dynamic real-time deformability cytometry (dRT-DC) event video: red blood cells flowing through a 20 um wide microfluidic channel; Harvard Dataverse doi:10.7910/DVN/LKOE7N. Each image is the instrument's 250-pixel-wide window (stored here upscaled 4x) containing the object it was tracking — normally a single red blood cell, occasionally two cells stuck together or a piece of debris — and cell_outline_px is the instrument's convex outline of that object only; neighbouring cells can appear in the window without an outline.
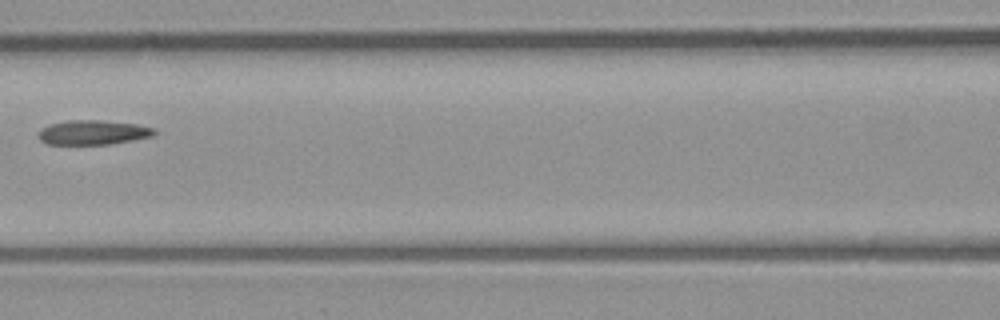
{"species": "common noctule bat (a hibernating species)", "species_latin": "Nyctalus noctula", "temperature_condition": "room temperature", "stored_images_in_passage": 7, "camera_frame_rate_fps": 3000, "um_per_image_px": 0.085, "animal": {"sex": "male", "body_mass_g": 23.1, "forearm_length_mm": 52.7}, "frame": {"image": 1, "passage_image": 7, "time_ms": 7.667, "image_size_px": [1000, 320], "cell_outline_px": [[156, 132], [152, 136], [132, 140], [108, 144], [48, 144], [40, 140], [36, 136], [40, 128], [48, 124], [68, 120], [100, 120], [136, 124], [156, 128]], "centroid_in_image_um": [7.86, 11.25], "position_along_channel_um": 158.7, "area_um2": 16.65}}